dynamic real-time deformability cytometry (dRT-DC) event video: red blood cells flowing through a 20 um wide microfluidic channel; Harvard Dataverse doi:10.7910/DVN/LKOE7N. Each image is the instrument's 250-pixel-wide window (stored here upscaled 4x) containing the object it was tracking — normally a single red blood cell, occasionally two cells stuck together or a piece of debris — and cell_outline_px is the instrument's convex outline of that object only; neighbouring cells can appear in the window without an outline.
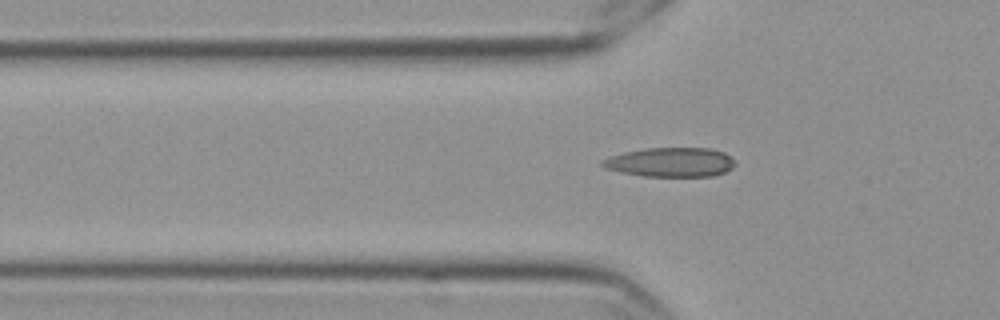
{"species": "Egyptian fruit bat (a non-hibernating species)", "species_latin": "Rousettus aegyptiacus", "temperature_condition": "cold", "stored_images_in_passage": 37, "camera_frame_rate_fps": 3000, "um_per_image_px": 0.085, "frame": {"image": 1, "passage_image": 5, "time_ms": 1.333, "image_size_px": [1000, 320], "cell_outline_px": [[736, 164], [732, 168], [724, 172], [712, 176], [644, 176], [620, 172], [604, 168], [600, 164], [600, 160], [624, 152], [644, 148], [712, 148], [724, 152]], "centroid_in_image_um": [56.97, 13.78], "position_along_channel_um": 68.8, "area_um2": 22.66}}
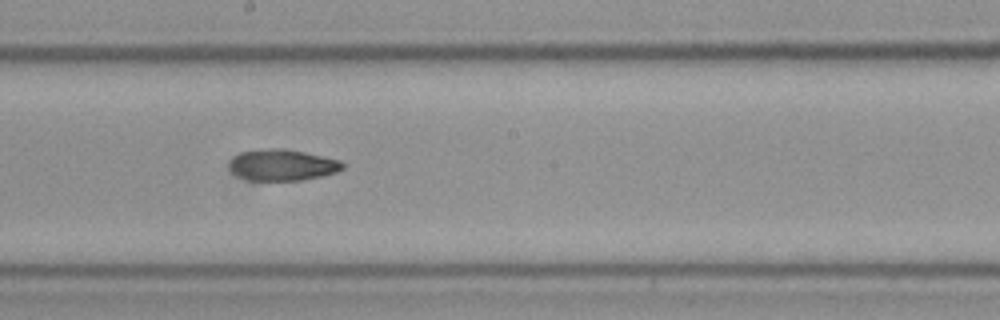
{"frame": {"image": 2, "passage_image": 18, "time_ms": 5.667, "image_size_px": [1000, 320], "cell_outline_px": [[344, 168], [336, 172], [320, 176], [300, 180], [248, 180], [236, 176], [232, 172], [228, 164], [240, 152], [268, 148], [284, 148], [304, 152], [340, 160], [344, 164]], "centroid_in_image_um": [23.98, 14.02], "position_along_channel_um": 224.2, "area_um2": 20.52}}
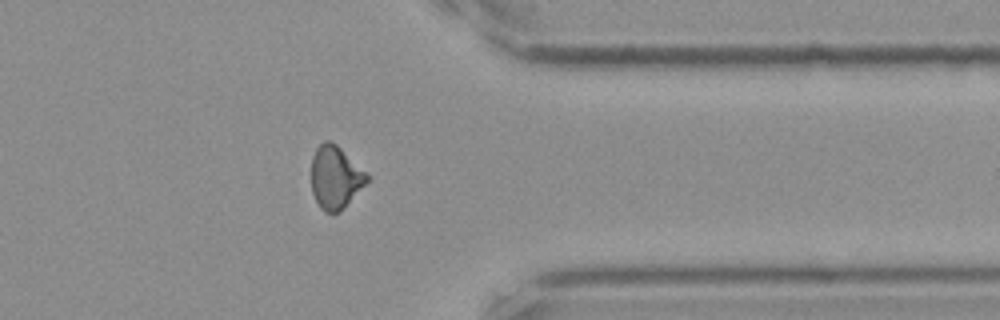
{"frame": {"image": 3, "passage_image": 32, "time_ms": 10.333, "image_size_px": [1000, 320], "cell_outline_px": [[372, 176], [340, 212], [324, 212], [320, 208], [312, 192], [312, 156], [316, 148], [324, 140], [328, 140], [336, 144], [368, 172]], "centroid_in_image_um": [28.53, 15.06], "position_along_channel_um": 382.9, "area_um2": 20.46}}